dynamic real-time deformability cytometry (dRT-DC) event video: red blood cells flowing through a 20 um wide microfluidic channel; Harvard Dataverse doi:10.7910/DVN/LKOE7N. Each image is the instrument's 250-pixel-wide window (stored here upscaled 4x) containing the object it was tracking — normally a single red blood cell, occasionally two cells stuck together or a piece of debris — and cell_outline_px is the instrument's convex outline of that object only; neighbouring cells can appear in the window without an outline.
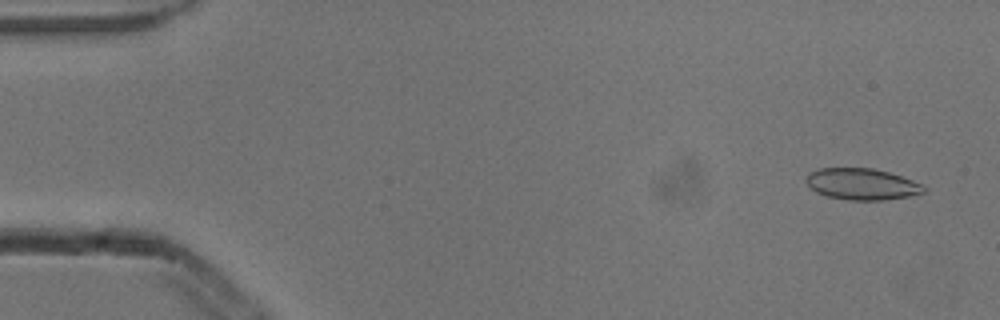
{"species": "common noctule bat (a hibernating species)", "species_latin": "Nyctalus noctula", "temperature_condition": "cold", "stored_images_in_passage": 5, "camera_frame_rate_fps": 3000, "um_per_image_px": 0.085, "animal": {"sex": "male", "body_mass_g": 13.3}, "frame": {"image": 1, "passage_image": 1, "time_ms": 0.0, "image_size_px": [1000, 320], "cell_outline_px": [[924, 192], [908, 196], [884, 200], [848, 200], [828, 196], [816, 192], [804, 180], [808, 172], [820, 168], [872, 168], [888, 172], [912, 180], [920, 184], [924, 188]], "centroid_in_image_um": [73.21, 15.64], "position_along_channel_um": 11.8, "area_um2": 21.33}}
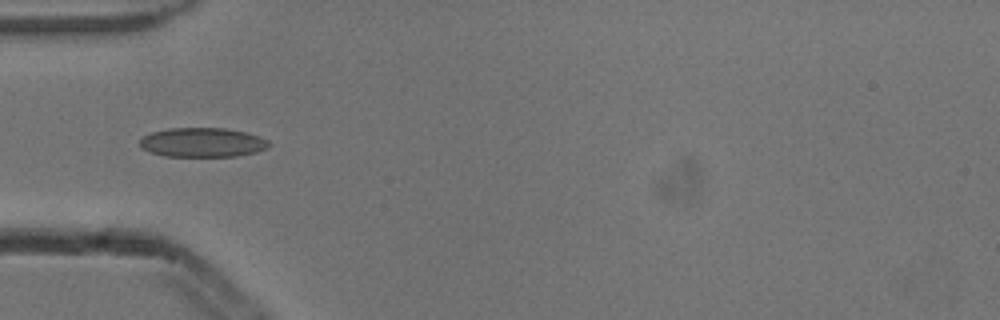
{"frame": {"image": 2, "passage_image": 5, "time_ms": 1.333, "image_size_px": [1000, 320], "cell_outline_px": [[272, 144], [268, 148], [256, 152], [236, 156], [164, 156], [148, 152], [140, 148], [140, 140], [144, 136], [152, 132], [168, 128], [224, 128], [244, 132], [260, 136], [268, 140]], "centroid_in_image_um": [17.21, 12.11], "position_along_channel_um": 67.8, "area_um2": 22.2}}